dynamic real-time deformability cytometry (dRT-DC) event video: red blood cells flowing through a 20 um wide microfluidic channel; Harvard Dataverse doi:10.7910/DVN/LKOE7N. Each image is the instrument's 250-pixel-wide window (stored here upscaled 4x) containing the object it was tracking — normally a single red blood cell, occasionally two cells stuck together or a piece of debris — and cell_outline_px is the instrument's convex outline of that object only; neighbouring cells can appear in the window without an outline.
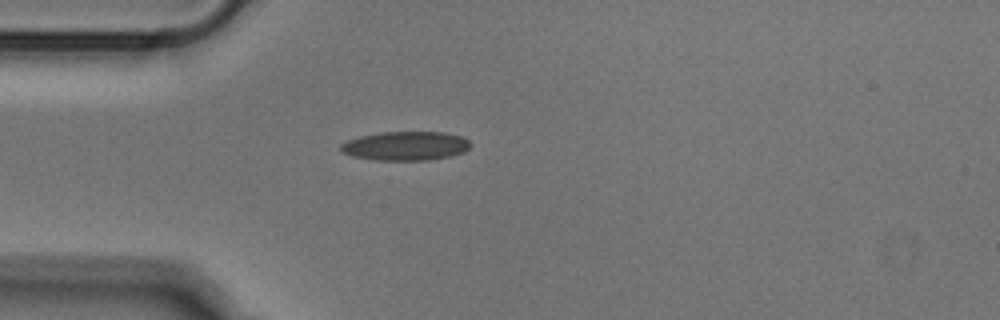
{"species": "Egyptian fruit bat (a non-hibernating species)", "species_latin": "Rousettus aegyptiacus", "temperature_condition": "cold", "stored_images_in_passage": 39, "camera_frame_rate_fps": 3000, "um_per_image_px": 0.085, "animal": {"sex": "male"}, "frame": {"image": 1, "passage_image": 1, "time_ms": 0.0, "image_size_px": [1000, 320], "cell_outline_px": [[472, 144], [464, 152], [452, 156], [432, 160], [376, 160], [352, 156], [340, 152], [340, 144], [348, 140], [360, 136], [380, 132], [444, 132], [460, 136], [468, 140]], "centroid_in_image_um": [34.47, 12.41], "position_along_channel_um": 50.5, "area_um2": 22.08}}
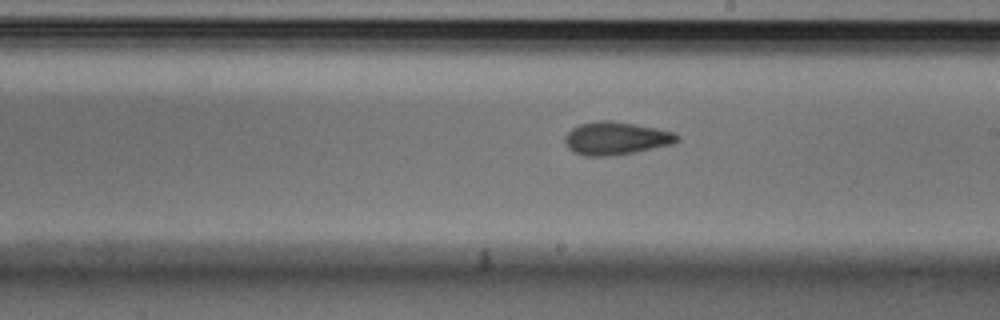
{"frame": {"image": 2, "passage_image": 16, "time_ms": 5.0, "image_size_px": [1000, 320], "cell_outline_px": [[680, 140], [676, 144], [636, 152], [608, 156], [584, 156], [572, 152], [568, 148], [564, 140], [564, 136], [572, 128], [580, 124], [596, 120], [608, 120], [636, 124], [676, 132], [680, 136]], "centroid_in_image_um": [52.39, 11.76], "position_along_channel_um": 236.6, "area_um2": 21.96}}
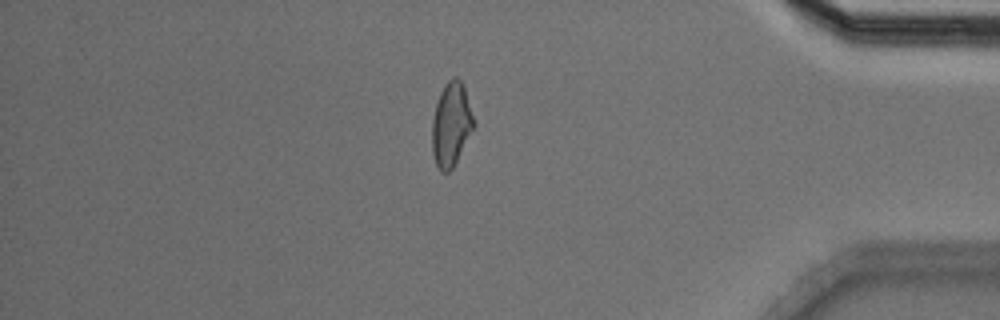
{"frame": {"image": 3, "passage_image": 31, "time_ms": 10.0, "image_size_px": [1000, 320], "cell_outline_px": [[476, 124], [452, 168], [448, 172], [440, 172], [436, 164], [432, 152], [432, 120], [436, 104], [440, 92], [444, 84], [452, 76], [456, 76], [460, 80], [464, 88]], "centroid_in_image_um": [38.34, 10.56], "position_along_channel_um": 396.9, "area_um2": 20.29}}